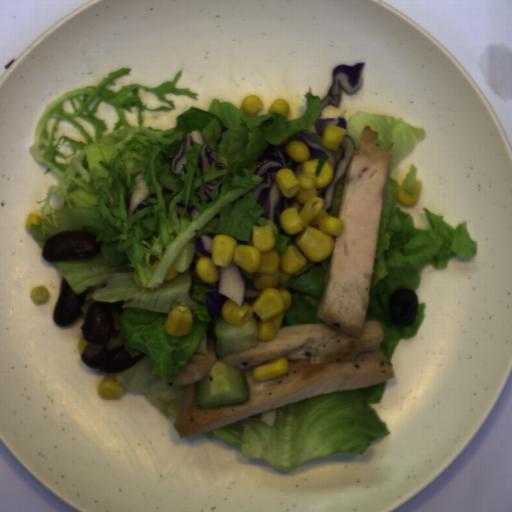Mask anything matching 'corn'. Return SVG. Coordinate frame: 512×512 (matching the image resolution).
<instances>
[{"instance_id":"obj_1","label":"corn","mask_w":512,"mask_h":512,"mask_svg":"<svg viewBox=\"0 0 512 512\" xmlns=\"http://www.w3.org/2000/svg\"><path fill=\"white\" fill-rule=\"evenodd\" d=\"M245 243L238 244L226 234L214 235L211 257L204 255L196 260L195 274L201 282L210 285L220 281L219 266L226 270L232 263L237 265L261 293L252 305L244 300L240 307L228 299L221 306V318L239 327L256 314L261 320L257 322V341L266 342L275 337L284 320V311L293 302L292 294L276 289L277 285L288 283L308 260L296 244L287 245L282 254L275 252V233L270 223L252 225L251 236Z\"/></svg>"},{"instance_id":"obj_2","label":"corn","mask_w":512,"mask_h":512,"mask_svg":"<svg viewBox=\"0 0 512 512\" xmlns=\"http://www.w3.org/2000/svg\"><path fill=\"white\" fill-rule=\"evenodd\" d=\"M284 151L291 160L300 164L295 173L281 168L274 174L279 191L287 198H295L303 205L285 208L279 216V225L287 236L297 235L295 245L314 262H323L334 252L335 240L340 237L345 224L341 218L332 217L324 209V199L317 189L327 187L335 177L332 164L324 162L318 176L319 159H311L309 145L290 141Z\"/></svg>"},{"instance_id":"obj_3","label":"corn","mask_w":512,"mask_h":512,"mask_svg":"<svg viewBox=\"0 0 512 512\" xmlns=\"http://www.w3.org/2000/svg\"><path fill=\"white\" fill-rule=\"evenodd\" d=\"M193 319L187 306L175 304L166 315L163 327L170 337H184L190 335Z\"/></svg>"},{"instance_id":"obj_4","label":"corn","mask_w":512,"mask_h":512,"mask_svg":"<svg viewBox=\"0 0 512 512\" xmlns=\"http://www.w3.org/2000/svg\"><path fill=\"white\" fill-rule=\"evenodd\" d=\"M290 370V363L285 357L263 364L252 369V379L263 381L283 375Z\"/></svg>"},{"instance_id":"obj_5","label":"corn","mask_w":512,"mask_h":512,"mask_svg":"<svg viewBox=\"0 0 512 512\" xmlns=\"http://www.w3.org/2000/svg\"><path fill=\"white\" fill-rule=\"evenodd\" d=\"M347 129L335 125L324 128L321 136V146L328 150H338L344 140Z\"/></svg>"},{"instance_id":"obj_6","label":"corn","mask_w":512,"mask_h":512,"mask_svg":"<svg viewBox=\"0 0 512 512\" xmlns=\"http://www.w3.org/2000/svg\"><path fill=\"white\" fill-rule=\"evenodd\" d=\"M125 387L115 383V379L105 377L101 380L97 392L101 399L119 400L124 394Z\"/></svg>"},{"instance_id":"obj_7","label":"corn","mask_w":512,"mask_h":512,"mask_svg":"<svg viewBox=\"0 0 512 512\" xmlns=\"http://www.w3.org/2000/svg\"><path fill=\"white\" fill-rule=\"evenodd\" d=\"M240 109H243L250 117H255L264 109V103L256 94H249L242 98Z\"/></svg>"},{"instance_id":"obj_8","label":"corn","mask_w":512,"mask_h":512,"mask_svg":"<svg viewBox=\"0 0 512 512\" xmlns=\"http://www.w3.org/2000/svg\"><path fill=\"white\" fill-rule=\"evenodd\" d=\"M405 182H406V179H404L402 185L400 186V188L397 192V195H396L397 201L401 205H404L407 207L414 206L419 201L423 182H422V180H415V193H414L413 199H411L409 193L402 190L403 187L405 186Z\"/></svg>"},{"instance_id":"obj_9","label":"corn","mask_w":512,"mask_h":512,"mask_svg":"<svg viewBox=\"0 0 512 512\" xmlns=\"http://www.w3.org/2000/svg\"><path fill=\"white\" fill-rule=\"evenodd\" d=\"M49 290L45 285H36L32 288L29 295L33 303L45 304L49 300Z\"/></svg>"},{"instance_id":"obj_10","label":"corn","mask_w":512,"mask_h":512,"mask_svg":"<svg viewBox=\"0 0 512 512\" xmlns=\"http://www.w3.org/2000/svg\"><path fill=\"white\" fill-rule=\"evenodd\" d=\"M290 110H291V108H290L287 100H284V99H281L278 97L274 102L271 103L267 112H268V114L271 112H277V113L281 114L282 116H284L285 118H287L290 113Z\"/></svg>"},{"instance_id":"obj_11","label":"corn","mask_w":512,"mask_h":512,"mask_svg":"<svg viewBox=\"0 0 512 512\" xmlns=\"http://www.w3.org/2000/svg\"><path fill=\"white\" fill-rule=\"evenodd\" d=\"M32 223L39 226L42 223V216L33 212L29 213L26 224L28 232L32 231Z\"/></svg>"},{"instance_id":"obj_12","label":"corn","mask_w":512,"mask_h":512,"mask_svg":"<svg viewBox=\"0 0 512 512\" xmlns=\"http://www.w3.org/2000/svg\"><path fill=\"white\" fill-rule=\"evenodd\" d=\"M178 273V271H176L174 268L170 266L166 273L164 281L174 280Z\"/></svg>"},{"instance_id":"obj_13","label":"corn","mask_w":512,"mask_h":512,"mask_svg":"<svg viewBox=\"0 0 512 512\" xmlns=\"http://www.w3.org/2000/svg\"><path fill=\"white\" fill-rule=\"evenodd\" d=\"M88 342L87 340L83 337V335L79 338L78 340V344H77V347H78V350L80 352V354L82 353V351L85 349V347L87 346Z\"/></svg>"},{"instance_id":"obj_14","label":"corn","mask_w":512,"mask_h":512,"mask_svg":"<svg viewBox=\"0 0 512 512\" xmlns=\"http://www.w3.org/2000/svg\"><path fill=\"white\" fill-rule=\"evenodd\" d=\"M217 162H218V164H224L227 168H229L228 161L225 157L218 156Z\"/></svg>"},{"instance_id":"obj_15","label":"corn","mask_w":512,"mask_h":512,"mask_svg":"<svg viewBox=\"0 0 512 512\" xmlns=\"http://www.w3.org/2000/svg\"><path fill=\"white\" fill-rule=\"evenodd\" d=\"M133 277H134V280H135L136 284L138 285V287L143 289L141 282H140V278H139V276H137L135 269L133 272Z\"/></svg>"},{"instance_id":"obj_16","label":"corn","mask_w":512,"mask_h":512,"mask_svg":"<svg viewBox=\"0 0 512 512\" xmlns=\"http://www.w3.org/2000/svg\"><path fill=\"white\" fill-rule=\"evenodd\" d=\"M159 262L160 261L157 260V261H154V263H150V265H149L150 269L154 271L157 268Z\"/></svg>"}]
</instances>
